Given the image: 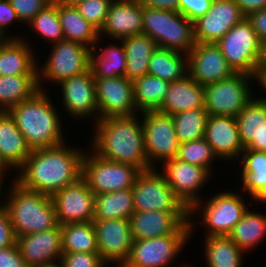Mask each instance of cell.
Returning <instances> with one entry per match:
<instances>
[{
  "mask_svg": "<svg viewBox=\"0 0 266 267\" xmlns=\"http://www.w3.org/2000/svg\"><path fill=\"white\" fill-rule=\"evenodd\" d=\"M206 267H242L243 252L229 236L204 237Z\"/></svg>",
  "mask_w": 266,
  "mask_h": 267,
  "instance_id": "obj_36",
  "label": "cell"
},
{
  "mask_svg": "<svg viewBox=\"0 0 266 267\" xmlns=\"http://www.w3.org/2000/svg\"><path fill=\"white\" fill-rule=\"evenodd\" d=\"M49 95L48 90L40 89L8 111L32 150L59 146L66 141L63 114H59Z\"/></svg>",
  "mask_w": 266,
  "mask_h": 267,
  "instance_id": "obj_3",
  "label": "cell"
},
{
  "mask_svg": "<svg viewBox=\"0 0 266 267\" xmlns=\"http://www.w3.org/2000/svg\"><path fill=\"white\" fill-rule=\"evenodd\" d=\"M189 238V223H185L172 235L134 240L130 257L123 267H169L180 257Z\"/></svg>",
  "mask_w": 266,
  "mask_h": 267,
  "instance_id": "obj_11",
  "label": "cell"
},
{
  "mask_svg": "<svg viewBox=\"0 0 266 267\" xmlns=\"http://www.w3.org/2000/svg\"><path fill=\"white\" fill-rule=\"evenodd\" d=\"M140 2L149 8L178 12L179 0H140Z\"/></svg>",
  "mask_w": 266,
  "mask_h": 267,
  "instance_id": "obj_53",
  "label": "cell"
},
{
  "mask_svg": "<svg viewBox=\"0 0 266 267\" xmlns=\"http://www.w3.org/2000/svg\"><path fill=\"white\" fill-rule=\"evenodd\" d=\"M253 83L257 85L255 77L234 73L227 79L205 86L204 108L208 115L236 117L256 94L252 90L255 87Z\"/></svg>",
  "mask_w": 266,
  "mask_h": 267,
  "instance_id": "obj_8",
  "label": "cell"
},
{
  "mask_svg": "<svg viewBox=\"0 0 266 267\" xmlns=\"http://www.w3.org/2000/svg\"><path fill=\"white\" fill-rule=\"evenodd\" d=\"M213 0H179L178 12L194 23L211 8Z\"/></svg>",
  "mask_w": 266,
  "mask_h": 267,
  "instance_id": "obj_46",
  "label": "cell"
},
{
  "mask_svg": "<svg viewBox=\"0 0 266 267\" xmlns=\"http://www.w3.org/2000/svg\"><path fill=\"white\" fill-rule=\"evenodd\" d=\"M241 191H245L250 200L256 205L266 204V169L262 170H240Z\"/></svg>",
  "mask_w": 266,
  "mask_h": 267,
  "instance_id": "obj_42",
  "label": "cell"
},
{
  "mask_svg": "<svg viewBox=\"0 0 266 267\" xmlns=\"http://www.w3.org/2000/svg\"><path fill=\"white\" fill-rule=\"evenodd\" d=\"M126 54L127 67L125 77L134 81L147 75L149 60L157 49L155 41L146 34H137L121 39Z\"/></svg>",
  "mask_w": 266,
  "mask_h": 267,
  "instance_id": "obj_30",
  "label": "cell"
},
{
  "mask_svg": "<svg viewBox=\"0 0 266 267\" xmlns=\"http://www.w3.org/2000/svg\"><path fill=\"white\" fill-rule=\"evenodd\" d=\"M256 96L236 116V122L244 150L266 152V101L259 98L262 94Z\"/></svg>",
  "mask_w": 266,
  "mask_h": 267,
  "instance_id": "obj_25",
  "label": "cell"
},
{
  "mask_svg": "<svg viewBox=\"0 0 266 267\" xmlns=\"http://www.w3.org/2000/svg\"><path fill=\"white\" fill-rule=\"evenodd\" d=\"M52 0H9L21 24H28Z\"/></svg>",
  "mask_w": 266,
  "mask_h": 267,
  "instance_id": "obj_45",
  "label": "cell"
},
{
  "mask_svg": "<svg viewBox=\"0 0 266 267\" xmlns=\"http://www.w3.org/2000/svg\"><path fill=\"white\" fill-rule=\"evenodd\" d=\"M249 208L228 235L246 254L266 239V214ZM255 211V212H254Z\"/></svg>",
  "mask_w": 266,
  "mask_h": 267,
  "instance_id": "obj_31",
  "label": "cell"
},
{
  "mask_svg": "<svg viewBox=\"0 0 266 267\" xmlns=\"http://www.w3.org/2000/svg\"><path fill=\"white\" fill-rule=\"evenodd\" d=\"M243 18L234 0H213L210 10L194 22L195 41L216 43Z\"/></svg>",
  "mask_w": 266,
  "mask_h": 267,
  "instance_id": "obj_20",
  "label": "cell"
},
{
  "mask_svg": "<svg viewBox=\"0 0 266 267\" xmlns=\"http://www.w3.org/2000/svg\"><path fill=\"white\" fill-rule=\"evenodd\" d=\"M257 82V84L259 85L258 87H260L261 91H264L266 93V69H257V73L255 75V83ZM264 93V96L259 97L260 99L266 101V95Z\"/></svg>",
  "mask_w": 266,
  "mask_h": 267,
  "instance_id": "obj_54",
  "label": "cell"
},
{
  "mask_svg": "<svg viewBox=\"0 0 266 267\" xmlns=\"http://www.w3.org/2000/svg\"><path fill=\"white\" fill-rule=\"evenodd\" d=\"M5 187L7 186H4L3 184H0V209L3 207V193H4V190H5Z\"/></svg>",
  "mask_w": 266,
  "mask_h": 267,
  "instance_id": "obj_58",
  "label": "cell"
},
{
  "mask_svg": "<svg viewBox=\"0 0 266 267\" xmlns=\"http://www.w3.org/2000/svg\"><path fill=\"white\" fill-rule=\"evenodd\" d=\"M204 108V87L189 75L170 82L168 91L158 112L174 115L189 109Z\"/></svg>",
  "mask_w": 266,
  "mask_h": 267,
  "instance_id": "obj_27",
  "label": "cell"
},
{
  "mask_svg": "<svg viewBox=\"0 0 266 267\" xmlns=\"http://www.w3.org/2000/svg\"><path fill=\"white\" fill-rule=\"evenodd\" d=\"M42 267H62V265L58 262V263H54V264L42 266Z\"/></svg>",
  "mask_w": 266,
  "mask_h": 267,
  "instance_id": "obj_59",
  "label": "cell"
},
{
  "mask_svg": "<svg viewBox=\"0 0 266 267\" xmlns=\"http://www.w3.org/2000/svg\"><path fill=\"white\" fill-rule=\"evenodd\" d=\"M134 212L132 188L95 195L94 220L129 219Z\"/></svg>",
  "mask_w": 266,
  "mask_h": 267,
  "instance_id": "obj_35",
  "label": "cell"
},
{
  "mask_svg": "<svg viewBox=\"0 0 266 267\" xmlns=\"http://www.w3.org/2000/svg\"><path fill=\"white\" fill-rule=\"evenodd\" d=\"M82 149V150H81ZM84 148L68 145L32 150L16 172V182L23 188L53 196L82 177Z\"/></svg>",
  "mask_w": 266,
  "mask_h": 267,
  "instance_id": "obj_1",
  "label": "cell"
},
{
  "mask_svg": "<svg viewBox=\"0 0 266 267\" xmlns=\"http://www.w3.org/2000/svg\"><path fill=\"white\" fill-rule=\"evenodd\" d=\"M52 1L63 5H75L76 3L82 0H52Z\"/></svg>",
  "mask_w": 266,
  "mask_h": 267,
  "instance_id": "obj_57",
  "label": "cell"
},
{
  "mask_svg": "<svg viewBox=\"0 0 266 267\" xmlns=\"http://www.w3.org/2000/svg\"><path fill=\"white\" fill-rule=\"evenodd\" d=\"M10 184L7 187L9 190H4L3 207L9 214L16 238L58 225L51 196L23 188L16 182V178L13 181L11 179Z\"/></svg>",
  "mask_w": 266,
  "mask_h": 267,
  "instance_id": "obj_4",
  "label": "cell"
},
{
  "mask_svg": "<svg viewBox=\"0 0 266 267\" xmlns=\"http://www.w3.org/2000/svg\"><path fill=\"white\" fill-rule=\"evenodd\" d=\"M32 149L7 111H0V155L7 165L17 172Z\"/></svg>",
  "mask_w": 266,
  "mask_h": 267,
  "instance_id": "obj_28",
  "label": "cell"
},
{
  "mask_svg": "<svg viewBox=\"0 0 266 267\" xmlns=\"http://www.w3.org/2000/svg\"><path fill=\"white\" fill-rule=\"evenodd\" d=\"M208 116L205 108L189 109L172 115L179 144L204 138Z\"/></svg>",
  "mask_w": 266,
  "mask_h": 267,
  "instance_id": "obj_39",
  "label": "cell"
},
{
  "mask_svg": "<svg viewBox=\"0 0 266 267\" xmlns=\"http://www.w3.org/2000/svg\"><path fill=\"white\" fill-rule=\"evenodd\" d=\"M99 119L129 117L139 114L133 93V82L126 77L94 78Z\"/></svg>",
  "mask_w": 266,
  "mask_h": 267,
  "instance_id": "obj_18",
  "label": "cell"
},
{
  "mask_svg": "<svg viewBox=\"0 0 266 267\" xmlns=\"http://www.w3.org/2000/svg\"><path fill=\"white\" fill-rule=\"evenodd\" d=\"M93 225L103 262L108 267H123L134 243L129 219L93 220Z\"/></svg>",
  "mask_w": 266,
  "mask_h": 267,
  "instance_id": "obj_15",
  "label": "cell"
},
{
  "mask_svg": "<svg viewBox=\"0 0 266 267\" xmlns=\"http://www.w3.org/2000/svg\"><path fill=\"white\" fill-rule=\"evenodd\" d=\"M216 44L235 73L255 77L261 42L247 17L235 24Z\"/></svg>",
  "mask_w": 266,
  "mask_h": 267,
  "instance_id": "obj_10",
  "label": "cell"
},
{
  "mask_svg": "<svg viewBox=\"0 0 266 267\" xmlns=\"http://www.w3.org/2000/svg\"><path fill=\"white\" fill-rule=\"evenodd\" d=\"M257 69H266V40L261 42L260 57L258 60Z\"/></svg>",
  "mask_w": 266,
  "mask_h": 267,
  "instance_id": "obj_56",
  "label": "cell"
},
{
  "mask_svg": "<svg viewBox=\"0 0 266 267\" xmlns=\"http://www.w3.org/2000/svg\"><path fill=\"white\" fill-rule=\"evenodd\" d=\"M188 212L141 211L134 212L129 218L134 240H144L177 232L189 223Z\"/></svg>",
  "mask_w": 266,
  "mask_h": 267,
  "instance_id": "obj_24",
  "label": "cell"
},
{
  "mask_svg": "<svg viewBox=\"0 0 266 267\" xmlns=\"http://www.w3.org/2000/svg\"><path fill=\"white\" fill-rule=\"evenodd\" d=\"M170 82L151 75H144L133 81L134 102L137 110L156 111L168 91Z\"/></svg>",
  "mask_w": 266,
  "mask_h": 267,
  "instance_id": "obj_37",
  "label": "cell"
},
{
  "mask_svg": "<svg viewBox=\"0 0 266 267\" xmlns=\"http://www.w3.org/2000/svg\"><path fill=\"white\" fill-rule=\"evenodd\" d=\"M12 169L7 165V163L3 160V158L1 157L0 155V184H4L5 180H6V176L8 177V175L11 173V172H14V171H11ZM10 172V173H9ZM8 173V174H7ZM7 174V175H6Z\"/></svg>",
  "mask_w": 266,
  "mask_h": 267,
  "instance_id": "obj_55",
  "label": "cell"
},
{
  "mask_svg": "<svg viewBox=\"0 0 266 267\" xmlns=\"http://www.w3.org/2000/svg\"><path fill=\"white\" fill-rule=\"evenodd\" d=\"M36 32L48 44L64 40V34L58 15V3L51 1L26 26Z\"/></svg>",
  "mask_w": 266,
  "mask_h": 267,
  "instance_id": "obj_40",
  "label": "cell"
},
{
  "mask_svg": "<svg viewBox=\"0 0 266 267\" xmlns=\"http://www.w3.org/2000/svg\"><path fill=\"white\" fill-rule=\"evenodd\" d=\"M140 172L136 166L104 159L91 148L82 160V177L95 195L132 188Z\"/></svg>",
  "mask_w": 266,
  "mask_h": 267,
  "instance_id": "obj_9",
  "label": "cell"
},
{
  "mask_svg": "<svg viewBox=\"0 0 266 267\" xmlns=\"http://www.w3.org/2000/svg\"><path fill=\"white\" fill-rule=\"evenodd\" d=\"M260 42L266 40V8L247 16Z\"/></svg>",
  "mask_w": 266,
  "mask_h": 267,
  "instance_id": "obj_51",
  "label": "cell"
},
{
  "mask_svg": "<svg viewBox=\"0 0 266 267\" xmlns=\"http://www.w3.org/2000/svg\"><path fill=\"white\" fill-rule=\"evenodd\" d=\"M59 263L62 267H107L98 253H63Z\"/></svg>",
  "mask_w": 266,
  "mask_h": 267,
  "instance_id": "obj_44",
  "label": "cell"
},
{
  "mask_svg": "<svg viewBox=\"0 0 266 267\" xmlns=\"http://www.w3.org/2000/svg\"><path fill=\"white\" fill-rule=\"evenodd\" d=\"M143 34L150 36L157 47L186 55L196 44L194 23L179 12L143 6Z\"/></svg>",
  "mask_w": 266,
  "mask_h": 267,
  "instance_id": "obj_6",
  "label": "cell"
},
{
  "mask_svg": "<svg viewBox=\"0 0 266 267\" xmlns=\"http://www.w3.org/2000/svg\"><path fill=\"white\" fill-rule=\"evenodd\" d=\"M58 15L65 40L81 43L91 49L95 46L99 31L78 12L74 5L58 3Z\"/></svg>",
  "mask_w": 266,
  "mask_h": 267,
  "instance_id": "obj_32",
  "label": "cell"
},
{
  "mask_svg": "<svg viewBox=\"0 0 266 267\" xmlns=\"http://www.w3.org/2000/svg\"><path fill=\"white\" fill-rule=\"evenodd\" d=\"M177 159L192 165L206 168L211 174L215 170L214 162L219 160L205 138L179 144Z\"/></svg>",
  "mask_w": 266,
  "mask_h": 267,
  "instance_id": "obj_41",
  "label": "cell"
},
{
  "mask_svg": "<svg viewBox=\"0 0 266 267\" xmlns=\"http://www.w3.org/2000/svg\"><path fill=\"white\" fill-rule=\"evenodd\" d=\"M148 75L173 82L188 75V57L184 53L157 47L148 67Z\"/></svg>",
  "mask_w": 266,
  "mask_h": 267,
  "instance_id": "obj_33",
  "label": "cell"
},
{
  "mask_svg": "<svg viewBox=\"0 0 266 267\" xmlns=\"http://www.w3.org/2000/svg\"><path fill=\"white\" fill-rule=\"evenodd\" d=\"M33 49L24 37L0 42V76L38 75L39 55Z\"/></svg>",
  "mask_w": 266,
  "mask_h": 267,
  "instance_id": "obj_26",
  "label": "cell"
},
{
  "mask_svg": "<svg viewBox=\"0 0 266 267\" xmlns=\"http://www.w3.org/2000/svg\"><path fill=\"white\" fill-rule=\"evenodd\" d=\"M60 226L94 220L95 194L81 177L52 196Z\"/></svg>",
  "mask_w": 266,
  "mask_h": 267,
  "instance_id": "obj_17",
  "label": "cell"
},
{
  "mask_svg": "<svg viewBox=\"0 0 266 267\" xmlns=\"http://www.w3.org/2000/svg\"><path fill=\"white\" fill-rule=\"evenodd\" d=\"M93 125L89 148L98 156L136 166L141 171L151 169L144 147L141 113L103 118Z\"/></svg>",
  "mask_w": 266,
  "mask_h": 267,
  "instance_id": "obj_2",
  "label": "cell"
},
{
  "mask_svg": "<svg viewBox=\"0 0 266 267\" xmlns=\"http://www.w3.org/2000/svg\"><path fill=\"white\" fill-rule=\"evenodd\" d=\"M21 23L9 0H0V34L5 39H22L23 35L9 34V29L14 23ZM15 35V36H14Z\"/></svg>",
  "mask_w": 266,
  "mask_h": 267,
  "instance_id": "obj_47",
  "label": "cell"
},
{
  "mask_svg": "<svg viewBox=\"0 0 266 267\" xmlns=\"http://www.w3.org/2000/svg\"><path fill=\"white\" fill-rule=\"evenodd\" d=\"M158 168L141 171L132 186L135 212H188Z\"/></svg>",
  "mask_w": 266,
  "mask_h": 267,
  "instance_id": "obj_12",
  "label": "cell"
},
{
  "mask_svg": "<svg viewBox=\"0 0 266 267\" xmlns=\"http://www.w3.org/2000/svg\"><path fill=\"white\" fill-rule=\"evenodd\" d=\"M101 40L103 39L99 37L95 46L91 49L90 69L93 78L125 77L127 60L122 41L115 40V44L109 41L106 46H101L103 43ZM99 42L101 43L100 47L98 46Z\"/></svg>",
  "mask_w": 266,
  "mask_h": 267,
  "instance_id": "obj_29",
  "label": "cell"
},
{
  "mask_svg": "<svg viewBox=\"0 0 266 267\" xmlns=\"http://www.w3.org/2000/svg\"><path fill=\"white\" fill-rule=\"evenodd\" d=\"M15 243L16 237L13 232L9 214L7 210L2 207L0 209V249L14 245Z\"/></svg>",
  "mask_w": 266,
  "mask_h": 267,
  "instance_id": "obj_50",
  "label": "cell"
},
{
  "mask_svg": "<svg viewBox=\"0 0 266 267\" xmlns=\"http://www.w3.org/2000/svg\"><path fill=\"white\" fill-rule=\"evenodd\" d=\"M191 265L189 264V266L188 265H186L185 264V262H184V265L182 264V266H180V267H190ZM192 267V266H191Z\"/></svg>",
  "mask_w": 266,
  "mask_h": 267,
  "instance_id": "obj_61",
  "label": "cell"
},
{
  "mask_svg": "<svg viewBox=\"0 0 266 267\" xmlns=\"http://www.w3.org/2000/svg\"><path fill=\"white\" fill-rule=\"evenodd\" d=\"M21 256L28 267L58 263L63 254L61 226L16 238Z\"/></svg>",
  "mask_w": 266,
  "mask_h": 267,
  "instance_id": "obj_22",
  "label": "cell"
},
{
  "mask_svg": "<svg viewBox=\"0 0 266 267\" xmlns=\"http://www.w3.org/2000/svg\"><path fill=\"white\" fill-rule=\"evenodd\" d=\"M237 162L241 170L266 169V152L244 150Z\"/></svg>",
  "mask_w": 266,
  "mask_h": 267,
  "instance_id": "obj_48",
  "label": "cell"
},
{
  "mask_svg": "<svg viewBox=\"0 0 266 267\" xmlns=\"http://www.w3.org/2000/svg\"><path fill=\"white\" fill-rule=\"evenodd\" d=\"M144 147L151 168L177 156V140L172 115L158 111L141 113ZM159 163V164H158Z\"/></svg>",
  "mask_w": 266,
  "mask_h": 267,
  "instance_id": "obj_13",
  "label": "cell"
},
{
  "mask_svg": "<svg viewBox=\"0 0 266 267\" xmlns=\"http://www.w3.org/2000/svg\"><path fill=\"white\" fill-rule=\"evenodd\" d=\"M0 267H28L21 256L17 243L0 249Z\"/></svg>",
  "mask_w": 266,
  "mask_h": 267,
  "instance_id": "obj_49",
  "label": "cell"
},
{
  "mask_svg": "<svg viewBox=\"0 0 266 267\" xmlns=\"http://www.w3.org/2000/svg\"><path fill=\"white\" fill-rule=\"evenodd\" d=\"M63 111L74 121L92 119L93 123L99 120V110L96 100L95 83L91 69L61 81L59 84ZM65 108V109H64ZM83 119V120H82Z\"/></svg>",
  "mask_w": 266,
  "mask_h": 267,
  "instance_id": "obj_16",
  "label": "cell"
},
{
  "mask_svg": "<svg viewBox=\"0 0 266 267\" xmlns=\"http://www.w3.org/2000/svg\"><path fill=\"white\" fill-rule=\"evenodd\" d=\"M221 191H215L207 200L197 201L189 208L190 239L199 224L204 226V237L228 236L251 205L238 190ZM197 216H201L199 221L194 220Z\"/></svg>",
  "mask_w": 266,
  "mask_h": 267,
  "instance_id": "obj_5",
  "label": "cell"
},
{
  "mask_svg": "<svg viewBox=\"0 0 266 267\" xmlns=\"http://www.w3.org/2000/svg\"><path fill=\"white\" fill-rule=\"evenodd\" d=\"M51 46V52L47 54L44 64L42 62L39 66L40 59H38V84L39 88L45 91H47L46 82L50 87V84L56 86L61 81L90 69L91 48L88 46L65 39Z\"/></svg>",
  "mask_w": 266,
  "mask_h": 267,
  "instance_id": "obj_7",
  "label": "cell"
},
{
  "mask_svg": "<svg viewBox=\"0 0 266 267\" xmlns=\"http://www.w3.org/2000/svg\"><path fill=\"white\" fill-rule=\"evenodd\" d=\"M143 5L140 0H113L99 31L102 39L121 40L143 33Z\"/></svg>",
  "mask_w": 266,
  "mask_h": 267,
  "instance_id": "obj_21",
  "label": "cell"
},
{
  "mask_svg": "<svg viewBox=\"0 0 266 267\" xmlns=\"http://www.w3.org/2000/svg\"><path fill=\"white\" fill-rule=\"evenodd\" d=\"M113 0H82L74 6L98 31L101 30Z\"/></svg>",
  "mask_w": 266,
  "mask_h": 267,
  "instance_id": "obj_43",
  "label": "cell"
},
{
  "mask_svg": "<svg viewBox=\"0 0 266 267\" xmlns=\"http://www.w3.org/2000/svg\"><path fill=\"white\" fill-rule=\"evenodd\" d=\"M242 14L247 17L249 14L266 8V0H234Z\"/></svg>",
  "mask_w": 266,
  "mask_h": 267,
  "instance_id": "obj_52",
  "label": "cell"
},
{
  "mask_svg": "<svg viewBox=\"0 0 266 267\" xmlns=\"http://www.w3.org/2000/svg\"><path fill=\"white\" fill-rule=\"evenodd\" d=\"M38 90V75L0 76V111L8 112Z\"/></svg>",
  "mask_w": 266,
  "mask_h": 267,
  "instance_id": "obj_34",
  "label": "cell"
},
{
  "mask_svg": "<svg viewBox=\"0 0 266 267\" xmlns=\"http://www.w3.org/2000/svg\"><path fill=\"white\" fill-rule=\"evenodd\" d=\"M187 57L188 75L203 87L235 73L216 43L196 42Z\"/></svg>",
  "mask_w": 266,
  "mask_h": 267,
  "instance_id": "obj_19",
  "label": "cell"
},
{
  "mask_svg": "<svg viewBox=\"0 0 266 267\" xmlns=\"http://www.w3.org/2000/svg\"><path fill=\"white\" fill-rule=\"evenodd\" d=\"M61 235L63 253H98L93 221L62 225Z\"/></svg>",
  "mask_w": 266,
  "mask_h": 267,
  "instance_id": "obj_38",
  "label": "cell"
},
{
  "mask_svg": "<svg viewBox=\"0 0 266 267\" xmlns=\"http://www.w3.org/2000/svg\"><path fill=\"white\" fill-rule=\"evenodd\" d=\"M5 38L0 34V42L4 41Z\"/></svg>",
  "mask_w": 266,
  "mask_h": 267,
  "instance_id": "obj_60",
  "label": "cell"
},
{
  "mask_svg": "<svg viewBox=\"0 0 266 267\" xmlns=\"http://www.w3.org/2000/svg\"><path fill=\"white\" fill-rule=\"evenodd\" d=\"M204 138L224 163H235L245 149L240 139L236 117L233 116L209 115Z\"/></svg>",
  "mask_w": 266,
  "mask_h": 267,
  "instance_id": "obj_23",
  "label": "cell"
},
{
  "mask_svg": "<svg viewBox=\"0 0 266 267\" xmlns=\"http://www.w3.org/2000/svg\"><path fill=\"white\" fill-rule=\"evenodd\" d=\"M160 166L159 171L166 182L188 209L204 198L200 192L214 176L206 168L181 161L176 157L163 162Z\"/></svg>",
  "mask_w": 266,
  "mask_h": 267,
  "instance_id": "obj_14",
  "label": "cell"
}]
</instances>
